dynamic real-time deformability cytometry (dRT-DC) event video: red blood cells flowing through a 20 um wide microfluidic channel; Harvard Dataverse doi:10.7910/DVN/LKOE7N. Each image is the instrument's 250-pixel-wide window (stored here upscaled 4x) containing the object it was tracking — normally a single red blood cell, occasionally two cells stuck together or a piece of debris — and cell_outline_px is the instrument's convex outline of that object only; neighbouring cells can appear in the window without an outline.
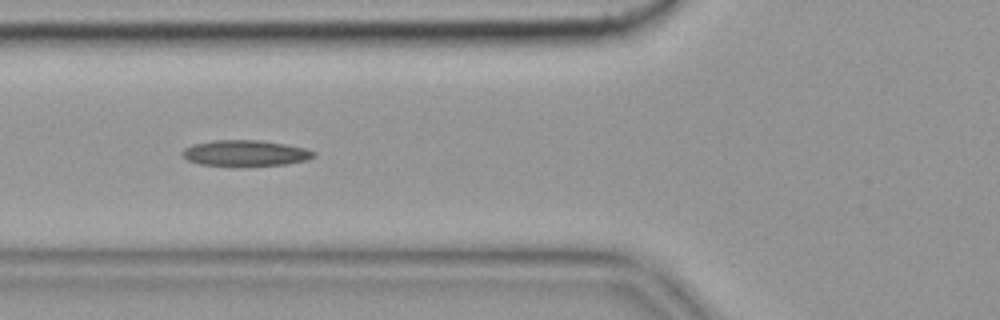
{"species": "common noctule bat (a hibernating species)", "species_latin": "Nyctalus noctula", "temperature_condition": "cold", "stored_images_in_passage": 42, "camera_frame_rate_fps": 3000, "um_per_image_px": 0.085, "animal": {"sex": "female", "body_mass_g": 19.9}, "frame": {"image": 1, "passage_image": 7, "time_ms": 2.0, "image_size_px": [1000, 320], "cell_outline_px": [[316, 156], [308, 160], [284, 164], [200, 164], [188, 160], [180, 152], [184, 148], [192, 144], [212, 140], [260, 140], [284, 144], [304, 148], [316, 152]], "centroid_in_image_um": [20.85, 12.98], "position_along_channel_um": 104.9, "area_um2": 19.25}, "authors_computed_cell_mechanics": {"area_um2": 19.2763, "velocity_mm_per_s": 3.6196, "shape_relaxation_time_tau1_ms": 5.6648, "shape_relaxation_time_tau2_ms": null, "deformation_change_tau1": 0.1533, "deformation_change_tau2": null}}